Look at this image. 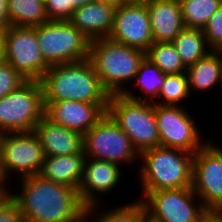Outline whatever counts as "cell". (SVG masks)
I'll return each instance as SVG.
<instances>
[{"label": "cell", "instance_id": "6da1fadb", "mask_svg": "<svg viewBox=\"0 0 222 222\" xmlns=\"http://www.w3.org/2000/svg\"><path fill=\"white\" fill-rule=\"evenodd\" d=\"M18 180L21 191L15 192L10 187L8 192L19 204L24 222H65L87 207L77 189L54 183L39 174Z\"/></svg>", "mask_w": 222, "mask_h": 222}, {"label": "cell", "instance_id": "b9f144b4", "mask_svg": "<svg viewBox=\"0 0 222 222\" xmlns=\"http://www.w3.org/2000/svg\"><path fill=\"white\" fill-rule=\"evenodd\" d=\"M1 133H0V180H2V169H1Z\"/></svg>", "mask_w": 222, "mask_h": 222}, {"label": "cell", "instance_id": "52a82bcc", "mask_svg": "<svg viewBox=\"0 0 222 222\" xmlns=\"http://www.w3.org/2000/svg\"><path fill=\"white\" fill-rule=\"evenodd\" d=\"M44 115L40 81H26L0 99V133L34 131Z\"/></svg>", "mask_w": 222, "mask_h": 222}, {"label": "cell", "instance_id": "3957f363", "mask_svg": "<svg viewBox=\"0 0 222 222\" xmlns=\"http://www.w3.org/2000/svg\"><path fill=\"white\" fill-rule=\"evenodd\" d=\"M139 158L142 192L192 186L194 153L157 146L142 151Z\"/></svg>", "mask_w": 222, "mask_h": 222}, {"label": "cell", "instance_id": "f546056e", "mask_svg": "<svg viewBox=\"0 0 222 222\" xmlns=\"http://www.w3.org/2000/svg\"><path fill=\"white\" fill-rule=\"evenodd\" d=\"M27 80L5 61L0 62V99L18 89Z\"/></svg>", "mask_w": 222, "mask_h": 222}, {"label": "cell", "instance_id": "1f68e13d", "mask_svg": "<svg viewBox=\"0 0 222 222\" xmlns=\"http://www.w3.org/2000/svg\"><path fill=\"white\" fill-rule=\"evenodd\" d=\"M45 8L49 20H69L71 17L69 0H48Z\"/></svg>", "mask_w": 222, "mask_h": 222}, {"label": "cell", "instance_id": "4dcf8cb0", "mask_svg": "<svg viewBox=\"0 0 222 222\" xmlns=\"http://www.w3.org/2000/svg\"><path fill=\"white\" fill-rule=\"evenodd\" d=\"M0 222H24L19 204L9 192L0 199Z\"/></svg>", "mask_w": 222, "mask_h": 222}, {"label": "cell", "instance_id": "7c38bea8", "mask_svg": "<svg viewBox=\"0 0 222 222\" xmlns=\"http://www.w3.org/2000/svg\"><path fill=\"white\" fill-rule=\"evenodd\" d=\"M159 146L196 153L206 142L191 113L182 105L155 104ZM197 125V126H196ZM202 141V142H201Z\"/></svg>", "mask_w": 222, "mask_h": 222}, {"label": "cell", "instance_id": "4316f807", "mask_svg": "<svg viewBox=\"0 0 222 222\" xmlns=\"http://www.w3.org/2000/svg\"><path fill=\"white\" fill-rule=\"evenodd\" d=\"M137 200L124 206H118V208L103 210L97 215L95 212L100 209L101 204L90 206L91 222H140L147 215V211L143 202L139 199Z\"/></svg>", "mask_w": 222, "mask_h": 222}, {"label": "cell", "instance_id": "5bb4252c", "mask_svg": "<svg viewBox=\"0 0 222 222\" xmlns=\"http://www.w3.org/2000/svg\"><path fill=\"white\" fill-rule=\"evenodd\" d=\"M109 39L146 52L154 42L147 3L128 2L116 7Z\"/></svg>", "mask_w": 222, "mask_h": 222}, {"label": "cell", "instance_id": "7bdbcfd3", "mask_svg": "<svg viewBox=\"0 0 222 222\" xmlns=\"http://www.w3.org/2000/svg\"><path fill=\"white\" fill-rule=\"evenodd\" d=\"M221 86V89H222V69H221V80H220V85Z\"/></svg>", "mask_w": 222, "mask_h": 222}, {"label": "cell", "instance_id": "ba28073f", "mask_svg": "<svg viewBox=\"0 0 222 222\" xmlns=\"http://www.w3.org/2000/svg\"><path fill=\"white\" fill-rule=\"evenodd\" d=\"M147 214L158 222H203L210 214L192 187L142 192Z\"/></svg>", "mask_w": 222, "mask_h": 222}, {"label": "cell", "instance_id": "ee69618b", "mask_svg": "<svg viewBox=\"0 0 222 222\" xmlns=\"http://www.w3.org/2000/svg\"><path fill=\"white\" fill-rule=\"evenodd\" d=\"M41 1H42L44 4H46L48 0H41Z\"/></svg>", "mask_w": 222, "mask_h": 222}, {"label": "cell", "instance_id": "ab89813d", "mask_svg": "<svg viewBox=\"0 0 222 222\" xmlns=\"http://www.w3.org/2000/svg\"><path fill=\"white\" fill-rule=\"evenodd\" d=\"M140 222H158L152 219L148 214Z\"/></svg>", "mask_w": 222, "mask_h": 222}, {"label": "cell", "instance_id": "2e32d148", "mask_svg": "<svg viewBox=\"0 0 222 222\" xmlns=\"http://www.w3.org/2000/svg\"><path fill=\"white\" fill-rule=\"evenodd\" d=\"M106 114L107 110L101 104L84 101H53L45 106V116L53 123L83 135Z\"/></svg>", "mask_w": 222, "mask_h": 222}, {"label": "cell", "instance_id": "8992f818", "mask_svg": "<svg viewBox=\"0 0 222 222\" xmlns=\"http://www.w3.org/2000/svg\"><path fill=\"white\" fill-rule=\"evenodd\" d=\"M36 34L49 66L89 59L91 40L68 20H48L36 26Z\"/></svg>", "mask_w": 222, "mask_h": 222}, {"label": "cell", "instance_id": "4fadbf2b", "mask_svg": "<svg viewBox=\"0 0 222 222\" xmlns=\"http://www.w3.org/2000/svg\"><path fill=\"white\" fill-rule=\"evenodd\" d=\"M3 61L27 81H40L50 66L42 57L36 26H10L6 30Z\"/></svg>", "mask_w": 222, "mask_h": 222}, {"label": "cell", "instance_id": "9a60e30c", "mask_svg": "<svg viewBox=\"0 0 222 222\" xmlns=\"http://www.w3.org/2000/svg\"><path fill=\"white\" fill-rule=\"evenodd\" d=\"M121 169L120 165L112 162L86 158L83 178L78 189L82 202L87 207L100 204L102 198L99 197L106 196L120 184L123 175Z\"/></svg>", "mask_w": 222, "mask_h": 222}, {"label": "cell", "instance_id": "9c48e42d", "mask_svg": "<svg viewBox=\"0 0 222 222\" xmlns=\"http://www.w3.org/2000/svg\"><path fill=\"white\" fill-rule=\"evenodd\" d=\"M45 157L34 131L3 133L1 135L2 181L6 184L12 173H16V178L19 179L39 174Z\"/></svg>", "mask_w": 222, "mask_h": 222}, {"label": "cell", "instance_id": "60d3db41", "mask_svg": "<svg viewBox=\"0 0 222 222\" xmlns=\"http://www.w3.org/2000/svg\"><path fill=\"white\" fill-rule=\"evenodd\" d=\"M151 1H156V0H129V2H134V3H148Z\"/></svg>", "mask_w": 222, "mask_h": 222}, {"label": "cell", "instance_id": "f1b7e54d", "mask_svg": "<svg viewBox=\"0 0 222 222\" xmlns=\"http://www.w3.org/2000/svg\"><path fill=\"white\" fill-rule=\"evenodd\" d=\"M202 32L211 51L222 52V4L207 21Z\"/></svg>", "mask_w": 222, "mask_h": 222}, {"label": "cell", "instance_id": "5b68a950", "mask_svg": "<svg viewBox=\"0 0 222 222\" xmlns=\"http://www.w3.org/2000/svg\"><path fill=\"white\" fill-rule=\"evenodd\" d=\"M107 114L126 133L138 153L159 146L153 102L113 94L109 97Z\"/></svg>", "mask_w": 222, "mask_h": 222}, {"label": "cell", "instance_id": "d6986e66", "mask_svg": "<svg viewBox=\"0 0 222 222\" xmlns=\"http://www.w3.org/2000/svg\"><path fill=\"white\" fill-rule=\"evenodd\" d=\"M154 42H172L185 28L178 0H156L147 3Z\"/></svg>", "mask_w": 222, "mask_h": 222}, {"label": "cell", "instance_id": "d6a6232c", "mask_svg": "<svg viewBox=\"0 0 222 222\" xmlns=\"http://www.w3.org/2000/svg\"><path fill=\"white\" fill-rule=\"evenodd\" d=\"M8 1L9 0H0V30H7L11 26L8 13Z\"/></svg>", "mask_w": 222, "mask_h": 222}, {"label": "cell", "instance_id": "603a6c76", "mask_svg": "<svg viewBox=\"0 0 222 222\" xmlns=\"http://www.w3.org/2000/svg\"><path fill=\"white\" fill-rule=\"evenodd\" d=\"M172 44L186 68L211 52L202 29L184 28Z\"/></svg>", "mask_w": 222, "mask_h": 222}, {"label": "cell", "instance_id": "ffe728a7", "mask_svg": "<svg viewBox=\"0 0 222 222\" xmlns=\"http://www.w3.org/2000/svg\"><path fill=\"white\" fill-rule=\"evenodd\" d=\"M84 153L65 156H46L40 176L54 183L79 189L83 178Z\"/></svg>", "mask_w": 222, "mask_h": 222}, {"label": "cell", "instance_id": "d4e9b609", "mask_svg": "<svg viewBox=\"0 0 222 222\" xmlns=\"http://www.w3.org/2000/svg\"><path fill=\"white\" fill-rule=\"evenodd\" d=\"M185 28L203 29L222 0H178Z\"/></svg>", "mask_w": 222, "mask_h": 222}, {"label": "cell", "instance_id": "e0dca14e", "mask_svg": "<svg viewBox=\"0 0 222 222\" xmlns=\"http://www.w3.org/2000/svg\"><path fill=\"white\" fill-rule=\"evenodd\" d=\"M46 156L84 153L83 134L53 123L45 115L34 128Z\"/></svg>", "mask_w": 222, "mask_h": 222}, {"label": "cell", "instance_id": "74e56055", "mask_svg": "<svg viewBox=\"0 0 222 222\" xmlns=\"http://www.w3.org/2000/svg\"><path fill=\"white\" fill-rule=\"evenodd\" d=\"M99 1L111 4V5L115 6V7H120L123 4H126V3L129 2V0H99Z\"/></svg>", "mask_w": 222, "mask_h": 222}, {"label": "cell", "instance_id": "8d00e7d4", "mask_svg": "<svg viewBox=\"0 0 222 222\" xmlns=\"http://www.w3.org/2000/svg\"><path fill=\"white\" fill-rule=\"evenodd\" d=\"M203 222H222V214L210 213Z\"/></svg>", "mask_w": 222, "mask_h": 222}, {"label": "cell", "instance_id": "30bf717a", "mask_svg": "<svg viewBox=\"0 0 222 222\" xmlns=\"http://www.w3.org/2000/svg\"><path fill=\"white\" fill-rule=\"evenodd\" d=\"M83 140L86 158L104 160L122 166L135 164L139 160V153L126 133L108 114L83 135Z\"/></svg>", "mask_w": 222, "mask_h": 222}, {"label": "cell", "instance_id": "ac0fdd59", "mask_svg": "<svg viewBox=\"0 0 222 222\" xmlns=\"http://www.w3.org/2000/svg\"><path fill=\"white\" fill-rule=\"evenodd\" d=\"M116 7L94 0L75 9L68 20L77 27L91 41L99 38H108L110 35Z\"/></svg>", "mask_w": 222, "mask_h": 222}, {"label": "cell", "instance_id": "7a4b0ae2", "mask_svg": "<svg viewBox=\"0 0 222 222\" xmlns=\"http://www.w3.org/2000/svg\"><path fill=\"white\" fill-rule=\"evenodd\" d=\"M44 106L53 101H84L101 104L106 110L110 94L102 86L89 59L52 65L40 79Z\"/></svg>", "mask_w": 222, "mask_h": 222}, {"label": "cell", "instance_id": "83f0119b", "mask_svg": "<svg viewBox=\"0 0 222 222\" xmlns=\"http://www.w3.org/2000/svg\"><path fill=\"white\" fill-rule=\"evenodd\" d=\"M189 83L186 72L165 75L164 83L154 104L178 106L190 97ZM158 100V101H157Z\"/></svg>", "mask_w": 222, "mask_h": 222}, {"label": "cell", "instance_id": "8fae6325", "mask_svg": "<svg viewBox=\"0 0 222 222\" xmlns=\"http://www.w3.org/2000/svg\"><path fill=\"white\" fill-rule=\"evenodd\" d=\"M212 142L194 154L191 187L209 213L222 214V148Z\"/></svg>", "mask_w": 222, "mask_h": 222}, {"label": "cell", "instance_id": "277c9868", "mask_svg": "<svg viewBox=\"0 0 222 222\" xmlns=\"http://www.w3.org/2000/svg\"><path fill=\"white\" fill-rule=\"evenodd\" d=\"M146 52L134 47L99 38L90 42L89 60L102 86L110 94H123L133 82ZM131 80V81H130Z\"/></svg>", "mask_w": 222, "mask_h": 222}, {"label": "cell", "instance_id": "f35d334b", "mask_svg": "<svg viewBox=\"0 0 222 222\" xmlns=\"http://www.w3.org/2000/svg\"><path fill=\"white\" fill-rule=\"evenodd\" d=\"M8 185L10 187V184H5L2 180H0V199L8 192Z\"/></svg>", "mask_w": 222, "mask_h": 222}, {"label": "cell", "instance_id": "484cf974", "mask_svg": "<svg viewBox=\"0 0 222 222\" xmlns=\"http://www.w3.org/2000/svg\"><path fill=\"white\" fill-rule=\"evenodd\" d=\"M146 57L166 75L186 72L172 42H153L146 51Z\"/></svg>", "mask_w": 222, "mask_h": 222}, {"label": "cell", "instance_id": "7402d4cb", "mask_svg": "<svg viewBox=\"0 0 222 222\" xmlns=\"http://www.w3.org/2000/svg\"><path fill=\"white\" fill-rule=\"evenodd\" d=\"M165 75L160 68L153 64L147 57L140 63L137 74L134 78L135 89L139 88L142 95H135L134 91L126 90L123 95L135 101L154 102L158 99L159 92L165 80ZM141 97H140V96Z\"/></svg>", "mask_w": 222, "mask_h": 222}, {"label": "cell", "instance_id": "d590c367", "mask_svg": "<svg viewBox=\"0 0 222 222\" xmlns=\"http://www.w3.org/2000/svg\"><path fill=\"white\" fill-rule=\"evenodd\" d=\"M5 34L6 30H0V62L4 60Z\"/></svg>", "mask_w": 222, "mask_h": 222}, {"label": "cell", "instance_id": "e575fe53", "mask_svg": "<svg viewBox=\"0 0 222 222\" xmlns=\"http://www.w3.org/2000/svg\"><path fill=\"white\" fill-rule=\"evenodd\" d=\"M92 1H94V0H69V4H71V16H72L73 11L75 9H78V8L84 6L85 4L90 3Z\"/></svg>", "mask_w": 222, "mask_h": 222}, {"label": "cell", "instance_id": "836d02e7", "mask_svg": "<svg viewBox=\"0 0 222 222\" xmlns=\"http://www.w3.org/2000/svg\"><path fill=\"white\" fill-rule=\"evenodd\" d=\"M65 222H91L90 206L86 207L79 215Z\"/></svg>", "mask_w": 222, "mask_h": 222}, {"label": "cell", "instance_id": "cb8c5ba5", "mask_svg": "<svg viewBox=\"0 0 222 222\" xmlns=\"http://www.w3.org/2000/svg\"><path fill=\"white\" fill-rule=\"evenodd\" d=\"M8 13L11 26L35 27L49 20L41 0H9Z\"/></svg>", "mask_w": 222, "mask_h": 222}, {"label": "cell", "instance_id": "44dd1931", "mask_svg": "<svg viewBox=\"0 0 222 222\" xmlns=\"http://www.w3.org/2000/svg\"><path fill=\"white\" fill-rule=\"evenodd\" d=\"M222 52L211 51L194 65L186 68L190 93L207 92L220 85Z\"/></svg>", "mask_w": 222, "mask_h": 222}]
</instances>
